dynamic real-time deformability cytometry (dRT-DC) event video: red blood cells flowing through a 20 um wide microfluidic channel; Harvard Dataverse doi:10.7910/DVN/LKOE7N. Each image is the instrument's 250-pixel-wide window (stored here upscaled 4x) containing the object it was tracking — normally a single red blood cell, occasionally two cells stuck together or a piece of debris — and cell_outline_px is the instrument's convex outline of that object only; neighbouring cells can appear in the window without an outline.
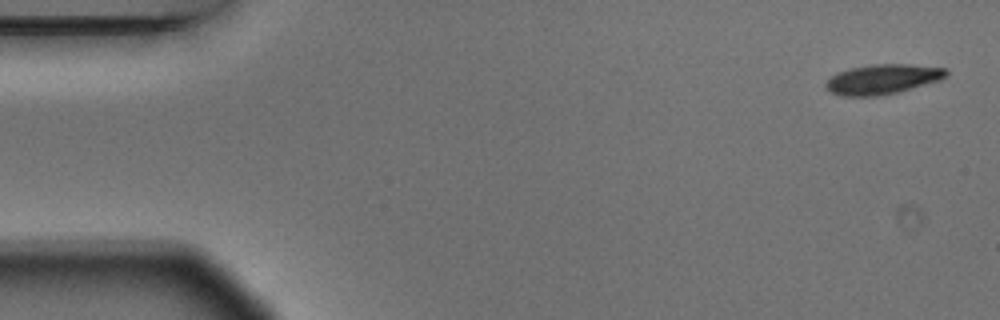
{"species": "Egyptian fruit bat (a non-hibernating species)", "species_latin": "Rousettus aegyptiacus", "temperature_condition": "warm", "stored_images_in_passage": 4, "camera_frame_rate_fps": 3000, "um_per_image_px": 0.085, "animal": {"sex": "male"}, "frame": {"image": 1, "passage_image": 1, "time_ms": 0.0, "image_size_px": [1000, 320], "cell_outline_px": [[948, 76], [940, 80], [900, 92], [876, 96], [840, 96], [824, 88], [824, 84], [832, 76], [840, 72], [852, 68], [872, 64], [908, 64], [948, 68]], "centroid_in_image_um": [75.06, 6.74], "position_along_channel_um": 9.9, "area_um2": 21.04}}
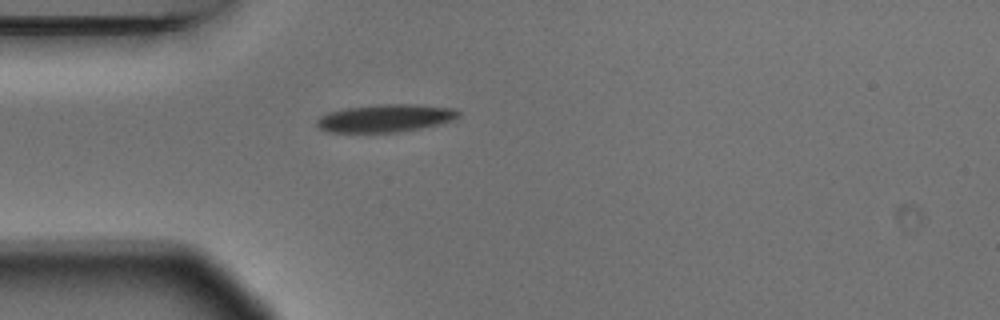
{"frame": {"image": 2, "passage_image": 4, "time_ms": 1.0, "image_size_px": [1000, 320], "cell_outline_px": [[460, 116], [456, 120], [440, 124], [396, 132], [328, 132], [320, 128], [316, 124], [316, 120], [320, 116], [328, 112], [344, 108], [376, 104], [416, 104], [456, 108], [460, 112]], "centroid_in_image_um": [32.79, 10.03], "position_along_channel_um": 52.2, "area_um2": 23.12}}